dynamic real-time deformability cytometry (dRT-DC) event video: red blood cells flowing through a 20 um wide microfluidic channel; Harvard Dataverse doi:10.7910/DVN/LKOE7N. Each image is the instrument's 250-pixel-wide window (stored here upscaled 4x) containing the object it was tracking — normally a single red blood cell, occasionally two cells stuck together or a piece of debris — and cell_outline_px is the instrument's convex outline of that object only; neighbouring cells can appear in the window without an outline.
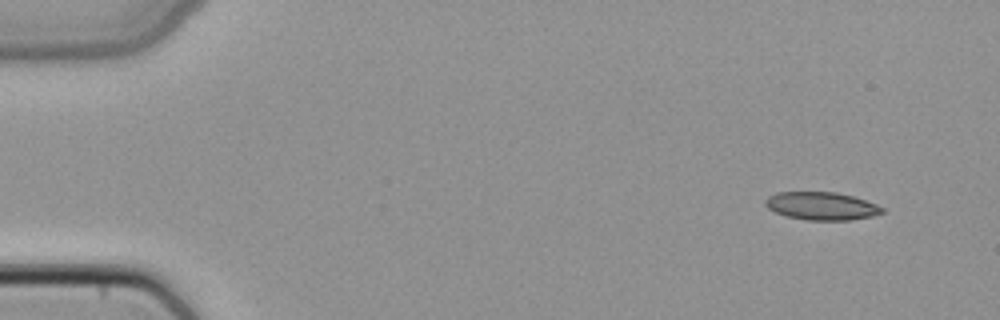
{"species": "common noctule bat (a hibernating species)", "species_latin": "Nyctalus noctula", "temperature_condition": "cold", "stored_images_in_passage": 4, "camera_frame_rate_fps": 3000, "um_per_image_px": 0.085, "animal": {"sex": "female", "body_mass_g": 22.7, "forearm_length_mm": 54.2}, "frame": {"image": 1, "passage_image": 1, "time_ms": 0.0, "image_size_px": [1000, 320], "cell_outline_px": [[884, 212], [872, 216], [848, 220], [808, 220], [788, 216], [776, 212], [768, 208], [764, 204], [764, 200], [768, 196], [776, 192], [836, 192], [852, 196], [876, 204], [884, 208]], "centroid_in_image_um": [69.81, 17.5], "position_along_channel_um": 15.2, "area_um2": 18.9}}
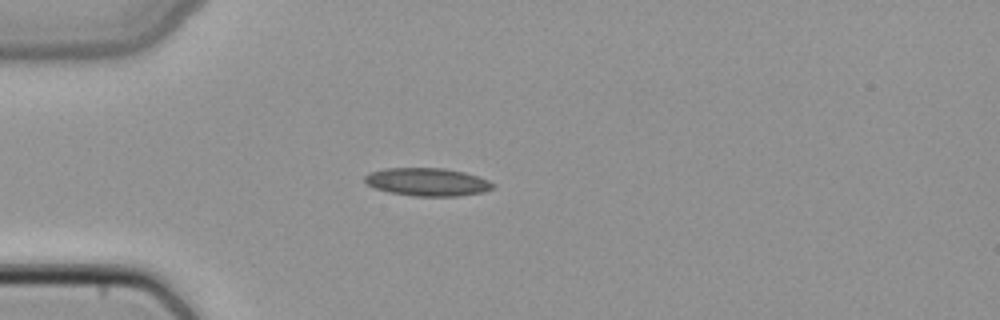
{"frame": {"image": 2, "passage_image": 4, "time_ms": 1.0, "image_size_px": [1000, 320], "cell_outline_px": [[496, 184], [492, 188], [484, 192], [456, 196], [412, 196], [388, 192], [376, 188], [368, 184], [364, 180], [364, 176], [368, 172], [384, 168], [444, 168], [464, 172], [488, 180]], "centroid_in_image_um": [36.3, 15.46], "position_along_channel_um": 48.7, "area_um2": 20.92}}